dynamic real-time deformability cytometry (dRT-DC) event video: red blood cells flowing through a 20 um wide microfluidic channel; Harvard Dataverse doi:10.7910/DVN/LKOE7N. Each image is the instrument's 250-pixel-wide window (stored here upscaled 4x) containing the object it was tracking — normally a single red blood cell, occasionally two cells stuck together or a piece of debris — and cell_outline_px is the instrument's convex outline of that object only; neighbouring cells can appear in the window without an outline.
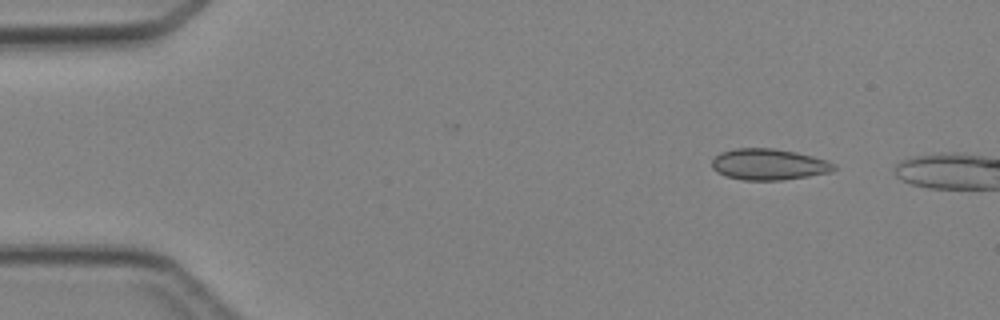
{"species": "Egyptian fruit bat (a non-hibernating species)", "species_latin": "Rousettus aegyptiacus", "temperature_condition": "cold", "stored_images_in_passage": 5, "camera_frame_rate_fps": 3000, "um_per_image_px": 0.085, "animal": {"sex": "female"}, "frame": {"image": 1, "passage_image": 1, "time_ms": 0.0, "image_size_px": [1000, 320], "cell_outline_px": [[836, 168], [832, 172], [784, 180], [744, 180], [724, 176], [716, 172], [712, 168], [712, 160], [720, 152], [736, 148], [776, 148], [796, 152], [828, 160], [836, 164]], "centroid_in_image_um": [65.35, 13.97], "position_along_channel_um": 19.6, "area_um2": 22.43}}
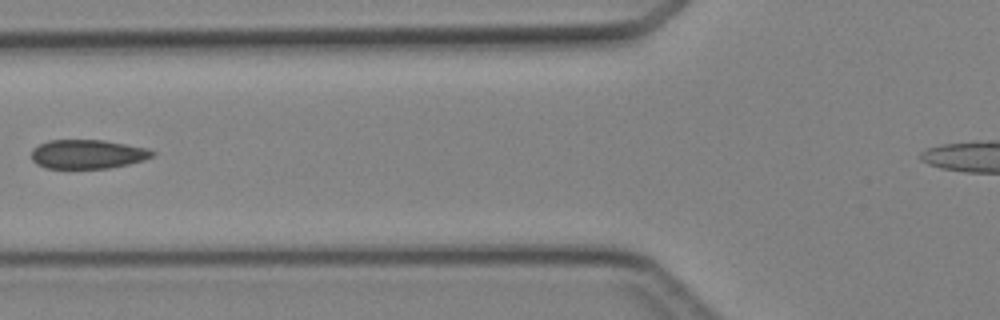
{"frame": {"image": 2, "passage_image": 5, "time_ms": 4.333, "image_size_px": [1000, 320], "cell_outline_px": [[156, 152], [152, 156], [144, 160], [128, 164], [108, 168], [44, 168], [36, 164], [32, 160], [32, 148], [48, 140], [104, 140], [148, 148]], "centroid_in_image_um": [7.43, 13.1], "position_along_channel_um": 118.4, "area_um2": 20.52}}